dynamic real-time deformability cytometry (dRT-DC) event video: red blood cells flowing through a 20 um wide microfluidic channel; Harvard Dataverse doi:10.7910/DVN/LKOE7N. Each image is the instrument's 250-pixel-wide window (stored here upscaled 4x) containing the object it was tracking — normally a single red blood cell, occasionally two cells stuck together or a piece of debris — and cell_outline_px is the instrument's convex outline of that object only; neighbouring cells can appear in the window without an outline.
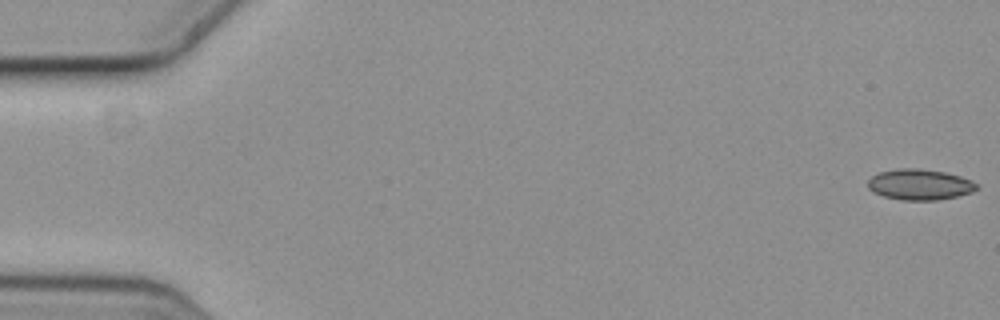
{"species": "common noctule bat (a hibernating species)", "species_latin": "Nyctalus noctula", "temperature_condition": "cold", "stored_images_in_passage": 5, "camera_frame_rate_fps": 3000, "um_per_image_px": 0.085, "animal": {"sex": "female", "body_mass_g": 19.3, "forearm_length_mm": 54.1}, "frame": {"image": 1, "passage_image": 1, "time_ms": 0.0, "image_size_px": [1000, 320], "cell_outline_px": [[976, 188], [972, 192], [956, 196], [936, 200], [900, 200], [884, 196], [872, 192], [868, 188], [868, 180], [872, 176], [880, 172], [900, 168], [920, 168], [944, 172], [960, 176], [972, 180], [976, 184]], "centroid_in_image_um": [78.15, 15.68], "position_along_channel_um": 6.9, "area_um2": 19.42}}
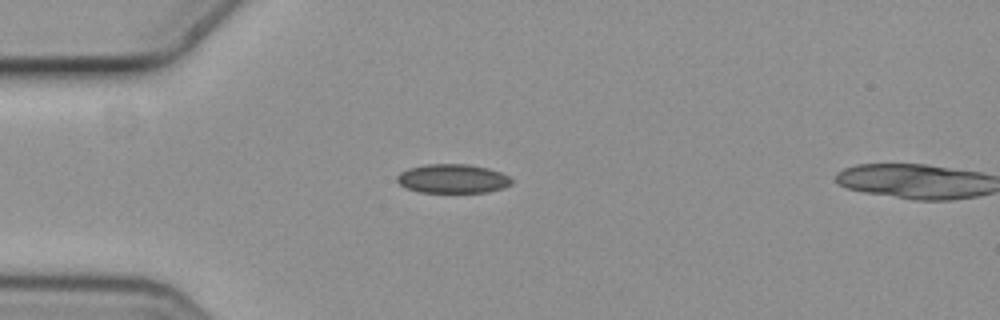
{"frame": {"image": 2, "passage_image": 4, "time_ms": 1.0, "image_size_px": [1000, 320], "cell_outline_px": [[512, 184], [504, 188], [488, 192], [420, 192], [408, 188], [400, 184], [396, 180], [396, 176], [400, 172], [408, 168], [424, 164], [468, 164], [488, 168], [500, 172], [508, 176], [512, 180]], "centroid_in_image_um": [38.48, 15.18], "position_along_channel_um": 46.5, "area_um2": 19.42}}